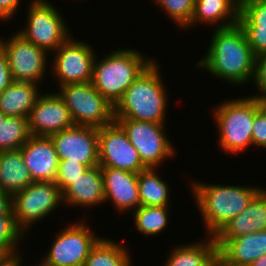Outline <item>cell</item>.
I'll use <instances>...</instances> for the list:
<instances>
[{"label":"cell","instance_id":"6da1fadb","mask_svg":"<svg viewBox=\"0 0 266 266\" xmlns=\"http://www.w3.org/2000/svg\"><path fill=\"white\" fill-rule=\"evenodd\" d=\"M206 54L195 64L220 80L235 86L253 83L256 56L250 47L243 28L238 24L212 31Z\"/></svg>","mask_w":266,"mask_h":266},{"label":"cell","instance_id":"7a4b0ae2","mask_svg":"<svg viewBox=\"0 0 266 266\" xmlns=\"http://www.w3.org/2000/svg\"><path fill=\"white\" fill-rule=\"evenodd\" d=\"M191 180L189 187L203 221L205 236H214L264 188L263 185H226L202 182L201 179Z\"/></svg>","mask_w":266,"mask_h":266},{"label":"cell","instance_id":"3957f363","mask_svg":"<svg viewBox=\"0 0 266 266\" xmlns=\"http://www.w3.org/2000/svg\"><path fill=\"white\" fill-rule=\"evenodd\" d=\"M155 59L140 73L115 105V119L166 123L170 98Z\"/></svg>","mask_w":266,"mask_h":266},{"label":"cell","instance_id":"277c9868","mask_svg":"<svg viewBox=\"0 0 266 266\" xmlns=\"http://www.w3.org/2000/svg\"><path fill=\"white\" fill-rule=\"evenodd\" d=\"M103 56L100 59L96 56L94 60L91 82L113 105H116L128 87L155 59L131 47L114 49Z\"/></svg>","mask_w":266,"mask_h":266},{"label":"cell","instance_id":"5b68a950","mask_svg":"<svg viewBox=\"0 0 266 266\" xmlns=\"http://www.w3.org/2000/svg\"><path fill=\"white\" fill-rule=\"evenodd\" d=\"M226 99L211 108L217 127V145L228 155H238L252 148V127L259 110L252 95Z\"/></svg>","mask_w":266,"mask_h":266},{"label":"cell","instance_id":"8992f818","mask_svg":"<svg viewBox=\"0 0 266 266\" xmlns=\"http://www.w3.org/2000/svg\"><path fill=\"white\" fill-rule=\"evenodd\" d=\"M26 13V23L16 32L25 40L54 53L72 34L68 24L56 4L51 0H30ZM54 4V5H53ZM25 26V27H24Z\"/></svg>","mask_w":266,"mask_h":266},{"label":"cell","instance_id":"52a82bcc","mask_svg":"<svg viewBox=\"0 0 266 266\" xmlns=\"http://www.w3.org/2000/svg\"><path fill=\"white\" fill-rule=\"evenodd\" d=\"M60 206L64 207L63 192L52 181L33 182L12 195V213L18 228L25 235L30 234L33 225L47 219Z\"/></svg>","mask_w":266,"mask_h":266},{"label":"cell","instance_id":"ba28073f","mask_svg":"<svg viewBox=\"0 0 266 266\" xmlns=\"http://www.w3.org/2000/svg\"><path fill=\"white\" fill-rule=\"evenodd\" d=\"M55 91L69 109L74 125L100 128L115 122V105L103 97L92 82L69 83Z\"/></svg>","mask_w":266,"mask_h":266},{"label":"cell","instance_id":"9c48e42d","mask_svg":"<svg viewBox=\"0 0 266 266\" xmlns=\"http://www.w3.org/2000/svg\"><path fill=\"white\" fill-rule=\"evenodd\" d=\"M85 217L89 219L87 214L58 230L47 253L42 254L39 261L46 266H84L91 248L102 237L95 234L96 230L91 228Z\"/></svg>","mask_w":266,"mask_h":266},{"label":"cell","instance_id":"30bf717a","mask_svg":"<svg viewBox=\"0 0 266 266\" xmlns=\"http://www.w3.org/2000/svg\"><path fill=\"white\" fill-rule=\"evenodd\" d=\"M115 121L126 132L129 141L147 168H161L160 165L166 164L164 162L171 160L179 152L169 139V134H166V123L133 119H115Z\"/></svg>","mask_w":266,"mask_h":266},{"label":"cell","instance_id":"8fae6325","mask_svg":"<svg viewBox=\"0 0 266 266\" xmlns=\"http://www.w3.org/2000/svg\"><path fill=\"white\" fill-rule=\"evenodd\" d=\"M93 46L85 40L73 38V34L50 55V74L55 85L60 87L69 83L91 82L93 64L96 58Z\"/></svg>","mask_w":266,"mask_h":266},{"label":"cell","instance_id":"7c38bea8","mask_svg":"<svg viewBox=\"0 0 266 266\" xmlns=\"http://www.w3.org/2000/svg\"><path fill=\"white\" fill-rule=\"evenodd\" d=\"M0 47L6 54L13 81L41 84L46 80L50 54L44 49L25 40L17 32L8 38L0 36Z\"/></svg>","mask_w":266,"mask_h":266},{"label":"cell","instance_id":"4fadbf2b","mask_svg":"<svg viewBox=\"0 0 266 266\" xmlns=\"http://www.w3.org/2000/svg\"><path fill=\"white\" fill-rule=\"evenodd\" d=\"M99 166L139 173L147 167L128 139L126 132L115 121L98 128Z\"/></svg>","mask_w":266,"mask_h":266},{"label":"cell","instance_id":"5bb4252c","mask_svg":"<svg viewBox=\"0 0 266 266\" xmlns=\"http://www.w3.org/2000/svg\"><path fill=\"white\" fill-rule=\"evenodd\" d=\"M59 160L80 162L88 168L99 165L98 128L74 125L50 136Z\"/></svg>","mask_w":266,"mask_h":266},{"label":"cell","instance_id":"9a60e30c","mask_svg":"<svg viewBox=\"0 0 266 266\" xmlns=\"http://www.w3.org/2000/svg\"><path fill=\"white\" fill-rule=\"evenodd\" d=\"M53 91L42 92L30 111L28 116L30 135L50 137L74 126L68 107L59 94Z\"/></svg>","mask_w":266,"mask_h":266},{"label":"cell","instance_id":"2e32d148","mask_svg":"<svg viewBox=\"0 0 266 266\" xmlns=\"http://www.w3.org/2000/svg\"><path fill=\"white\" fill-rule=\"evenodd\" d=\"M105 203L111 202L114 211L119 214L135 211L140 205L138 173L111 167H101ZM131 210V211H130Z\"/></svg>","mask_w":266,"mask_h":266},{"label":"cell","instance_id":"e0dca14e","mask_svg":"<svg viewBox=\"0 0 266 266\" xmlns=\"http://www.w3.org/2000/svg\"><path fill=\"white\" fill-rule=\"evenodd\" d=\"M20 150L33 182H55L60 160L50 137L31 135Z\"/></svg>","mask_w":266,"mask_h":266},{"label":"cell","instance_id":"ac0fdd59","mask_svg":"<svg viewBox=\"0 0 266 266\" xmlns=\"http://www.w3.org/2000/svg\"><path fill=\"white\" fill-rule=\"evenodd\" d=\"M64 207L91 209L105 205L104 181L99 165L90 167L63 191Z\"/></svg>","mask_w":266,"mask_h":266},{"label":"cell","instance_id":"d6986e66","mask_svg":"<svg viewBox=\"0 0 266 266\" xmlns=\"http://www.w3.org/2000/svg\"><path fill=\"white\" fill-rule=\"evenodd\" d=\"M262 230H266L265 187L239 215L232 218L213 237L218 248L224 241Z\"/></svg>","mask_w":266,"mask_h":266},{"label":"cell","instance_id":"ffe728a7","mask_svg":"<svg viewBox=\"0 0 266 266\" xmlns=\"http://www.w3.org/2000/svg\"><path fill=\"white\" fill-rule=\"evenodd\" d=\"M266 254V230L224 241L217 248L216 266H250Z\"/></svg>","mask_w":266,"mask_h":266},{"label":"cell","instance_id":"44dd1931","mask_svg":"<svg viewBox=\"0 0 266 266\" xmlns=\"http://www.w3.org/2000/svg\"><path fill=\"white\" fill-rule=\"evenodd\" d=\"M239 11L240 0H195L194 14L185 31L200 24L216 29L233 26L238 24Z\"/></svg>","mask_w":266,"mask_h":266},{"label":"cell","instance_id":"7402d4cb","mask_svg":"<svg viewBox=\"0 0 266 266\" xmlns=\"http://www.w3.org/2000/svg\"><path fill=\"white\" fill-rule=\"evenodd\" d=\"M238 23L254 55L266 54V0H240Z\"/></svg>","mask_w":266,"mask_h":266},{"label":"cell","instance_id":"603a6c76","mask_svg":"<svg viewBox=\"0 0 266 266\" xmlns=\"http://www.w3.org/2000/svg\"><path fill=\"white\" fill-rule=\"evenodd\" d=\"M187 244H177L167 255L163 266H216L217 247L213 236Z\"/></svg>","mask_w":266,"mask_h":266},{"label":"cell","instance_id":"cb8c5ba5","mask_svg":"<svg viewBox=\"0 0 266 266\" xmlns=\"http://www.w3.org/2000/svg\"><path fill=\"white\" fill-rule=\"evenodd\" d=\"M42 84L13 81L0 94V111L6 116L28 118L37 99L43 92Z\"/></svg>","mask_w":266,"mask_h":266},{"label":"cell","instance_id":"d4e9b609","mask_svg":"<svg viewBox=\"0 0 266 266\" xmlns=\"http://www.w3.org/2000/svg\"><path fill=\"white\" fill-rule=\"evenodd\" d=\"M33 183L21 150L0 151V190L10 195Z\"/></svg>","mask_w":266,"mask_h":266},{"label":"cell","instance_id":"484cf974","mask_svg":"<svg viewBox=\"0 0 266 266\" xmlns=\"http://www.w3.org/2000/svg\"><path fill=\"white\" fill-rule=\"evenodd\" d=\"M157 170L159 168H146L138 173L141 206H169L172 204L170 203V186Z\"/></svg>","mask_w":266,"mask_h":266},{"label":"cell","instance_id":"4316f807","mask_svg":"<svg viewBox=\"0 0 266 266\" xmlns=\"http://www.w3.org/2000/svg\"><path fill=\"white\" fill-rule=\"evenodd\" d=\"M127 245L102 237L91 248L84 266H134Z\"/></svg>","mask_w":266,"mask_h":266},{"label":"cell","instance_id":"83f0119b","mask_svg":"<svg viewBox=\"0 0 266 266\" xmlns=\"http://www.w3.org/2000/svg\"><path fill=\"white\" fill-rule=\"evenodd\" d=\"M170 206H139L130 213L138 234L146 237L160 236L169 226Z\"/></svg>","mask_w":266,"mask_h":266},{"label":"cell","instance_id":"f1b7e54d","mask_svg":"<svg viewBox=\"0 0 266 266\" xmlns=\"http://www.w3.org/2000/svg\"><path fill=\"white\" fill-rule=\"evenodd\" d=\"M30 136L28 118L7 116L0 121V151L18 150Z\"/></svg>","mask_w":266,"mask_h":266},{"label":"cell","instance_id":"f546056e","mask_svg":"<svg viewBox=\"0 0 266 266\" xmlns=\"http://www.w3.org/2000/svg\"><path fill=\"white\" fill-rule=\"evenodd\" d=\"M26 237L18 228L13 215L0 217V255L2 257L23 254L24 251L20 250L21 246L19 244H22Z\"/></svg>","mask_w":266,"mask_h":266},{"label":"cell","instance_id":"4dcf8cb0","mask_svg":"<svg viewBox=\"0 0 266 266\" xmlns=\"http://www.w3.org/2000/svg\"><path fill=\"white\" fill-rule=\"evenodd\" d=\"M159 9L164 11L167 19H170L180 30H184L190 23L194 14L195 0H152Z\"/></svg>","mask_w":266,"mask_h":266},{"label":"cell","instance_id":"1f68e13d","mask_svg":"<svg viewBox=\"0 0 266 266\" xmlns=\"http://www.w3.org/2000/svg\"><path fill=\"white\" fill-rule=\"evenodd\" d=\"M88 167L80 162L70 160H60L55 183L62 192L74 182Z\"/></svg>","mask_w":266,"mask_h":266},{"label":"cell","instance_id":"d6a6232c","mask_svg":"<svg viewBox=\"0 0 266 266\" xmlns=\"http://www.w3.org/2000/svg\"><path fill=\"white\" fill-rule=\"evenodd\" d=\"M252 147L266 149V115L258 110L252 127Z\"/></svg>","mask_w":266,"mask_h":266},{"label":"cell","instance_id":"836d02e7","mask_svg":"<svg viewBox=\"0 0 266 266\" xmlns=\"http://www.w3.org/2000/svg\"><path fill=\"white\" fill-rule=\"evenodd\" d=\"M253 83L257 92H266V54L256 57Z\"/></svg>","mask_w":266,"mask_h":266},{"label":"cell","instance_id":"e575fe53","mask_svg":"<svg viewBox=\"0 0 266 266\" xmlns=\"http://www.w3.org/2000/svg\"><path fill=\"white\" fill-rule=\"evenodd\" d=\"M22 0H0V23L3 21L7 24L11 19H14L21 6Z\"/></svg>","mask_w":266,"mask_h":266},{"label":"cell","instance_id":"d590c367","mask_svg":"<svg viewBox=\"0 0 266 266\" xmlns=\"http://www.w3.org/2000/svg\"><path fill=\"white\" fill-rule=\"evenodd\" d=\"M13 82L5 52L0 47V94Z\"/></svg>","mask_w":266,"mask_h":266},{"label":"cell","instance_id":"8d00e7d4","mask_svg":"<svg viewBox=\"0 0 266 266\" xmlns=\"http://www.w3.org/2000/svg\"><path fill=\"white\" fill-rule=\"evenodd\" d=\"M4 215H13L12 195L0 190V217Z\"/></svg>","mask_w":266,"mask_h":266},{"label":"cell","instance_id":"74e56055","mask_svg":"<svg viewBox=\"0 0 266 266\" xmlns=\"http://www.w3.org/2000/svg\"><path fill=\"white\" fill-rule=\"evenodd\" d=\"M0 266H20V255L2 257L0 259Z\"/></svg>","mask_w":266,"mask_h":266},{"label":"cell","instance_id":"f35d334b","mask_svg":"<svg viewBox=\"0 0 266 266\" xmlns=\"http://www.w3.org/2000/svg\"><path fill=\"white\" fill-rule=\"evenodd\" d=\"M257 93L253 94L252 96L257 101L259 110H261L266 115V92H257Z\"/></svg>","mask_w":266,"mask_h":266},{"label":"cell","instance_id":"ab89813d","mask_svg":"<svg viewBox=\"0 0 266 266\" xmlns=\"http://www.w3.org/2000/svg\"><path fill=\"white\" fill-rule=\"evenodd\" d=\"M250 266H266V254L253 261Z\"/></svg>","mask_w":266,"mask_h":266},{"label":"cell","instance_id":"60d3db41","mask_svg":"<svg viewBox=\"0 0 266 266\" xmlns=\"http://www.w3.org/2000/svg\"><path fill=\"white\" fill-rule=\"evenodd\" d=\"M23 257V254H21L20 255V266H23V260H24V258H22ZM25 266V265H24ZM30 266H46V265H44L41 261L39 262V263H36V264H34V265H30Z\"/></svg>","mask_w":266,"mask_h":266},{"label":"cell","instance_id":"b9f144b4","mask_svg":"<svg viewBox=\"0 0 266 266\" xmlns=\"http://www.w3.org/2000/svg\"><path fill=\"white\" fill-rule=\"evenodd\" d=\"M7 116L0 111V121H3Z\"/></svg>","mask_w":266,"mask_h":266}]
</instances>
